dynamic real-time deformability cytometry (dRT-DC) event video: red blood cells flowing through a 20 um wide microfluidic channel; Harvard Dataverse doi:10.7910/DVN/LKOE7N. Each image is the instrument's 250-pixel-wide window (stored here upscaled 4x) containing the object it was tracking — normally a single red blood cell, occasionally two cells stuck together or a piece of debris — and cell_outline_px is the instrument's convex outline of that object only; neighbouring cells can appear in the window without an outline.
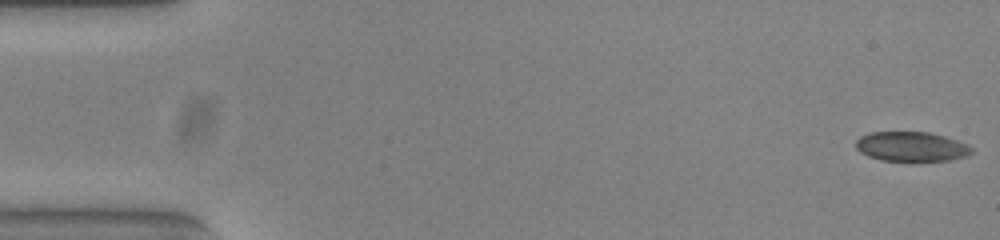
{"species": "common noctule bat (a hibernating species)", "species_latin": "Nyctalus noctula", "temperature_condition": "warm", "stored_images_in_passage": 53, "camera_frame_rate_fps": 3000, "um_per_image_px": 0.085, "animal": {"sex": "female", "body_mass_g": 23.0, "forearm_length_mm": 53.4}, "frame": {"image": 1, "passage_image": 1, "time_ms": 0.0, "image_size_px": [1000, 240], "cell_outline_px": [[972, 152], [968, 156], [948, 160], [912, 164], [884, 160], [868, 156], [860, 152], [856, 148], [856, 140], [860, 136], [868, 132], [932, 132], [968, 144], [972, 148]], "centroid_in_image_um": [77.48, 12.5], "position_along_channel_um": 7.5, "area_um2": 20.81}}
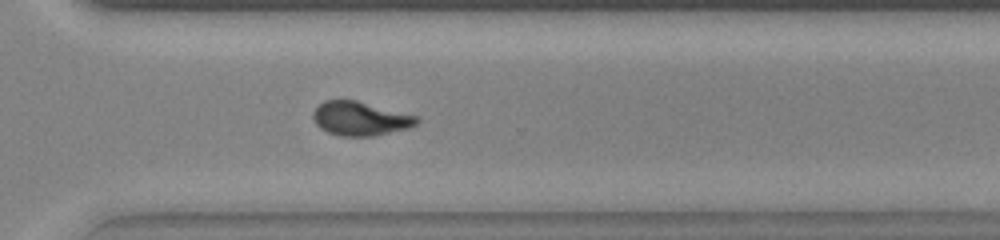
{"frame": {"image": 2, "passage_image": 38, "time_ms": 12.333, "image_size_px": [1000, 240], "cell_outline_px": [[420, 120], [416, 124], [408, 128], [372, 136], [340, 136], [328, 132], [320, 128], [316, 124], [312, 116], [312, 112], [324, 100], [356, 100], [420, 116]], "centroid_in_image_um": [30.63, 10.07], "position_along_channel_um": 340.0, "area_um2": 20.58}}
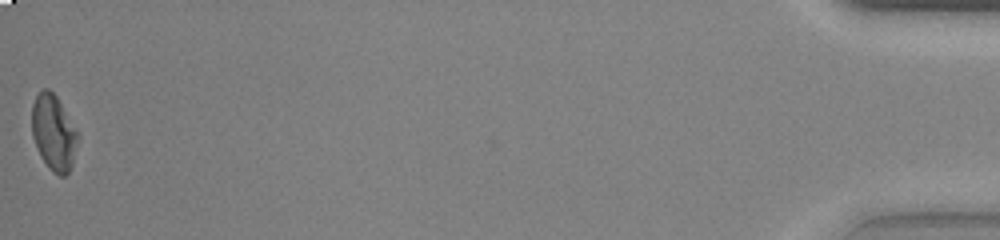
{"frame": {"image": 3, "passage_image": 53, "time_ms": 17.333, "image_size_px": [1000, 240], "cell_outline_px": [[80, 136], [72, 164], [68, 172], [64, 176], [60, 176], [52, 172], [48, 168], [40, 156], [32, 136], [32, 104], [36, 96], [44, 88], [48, 88], [56, 96]], "centroid_in_image_um": [4.56, 11.3], "position_along_channel_um": 430.6, "area_um2": 20.23}, "authors_computed_cell_mechanics": {"area_um2": 20.7502, "velocity_mm_per_s": 3.8609, "shape_relaxation_time_tau1_ms": 5.2923, "shape_relaxation_time_tau2_ms": 2.1473, "deformation_change_tau1": 0.1444, "deformation_change_tau2": 0.0748}}